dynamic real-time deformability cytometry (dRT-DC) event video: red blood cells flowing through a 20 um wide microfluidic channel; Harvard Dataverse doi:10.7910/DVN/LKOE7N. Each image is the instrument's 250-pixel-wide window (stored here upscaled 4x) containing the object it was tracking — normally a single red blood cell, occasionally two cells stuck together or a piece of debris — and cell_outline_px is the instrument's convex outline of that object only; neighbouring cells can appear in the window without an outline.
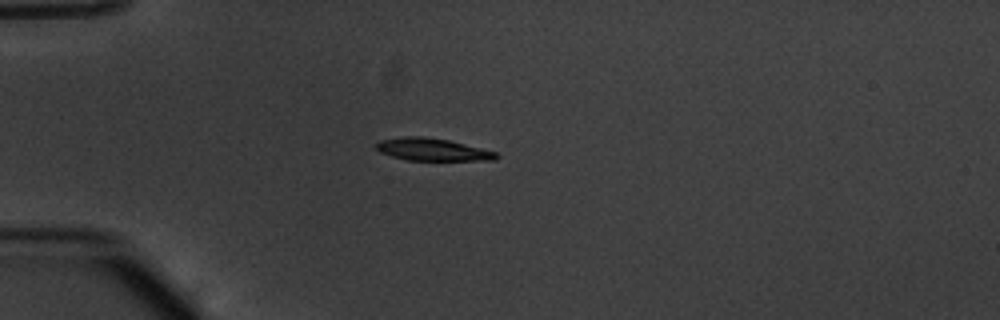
{"species": "common noctule bat (a hibernating species)", "species_latin": "Nyctalus noctula", "temperature_condition": "warm", "stored_images_in_passage": 39, "camera_frame_rate_fps": 3000, "um_per_image_px": 0.085, "animal": {"sex": "male", "body_mass_g": 20.1, "forearm_length_mm": 53.5}, "frame": {"image": 1, "passage_image": 1, "time_ms": 0.0, "image_size_px": [1000, 320], "cell_outline_px": [[500, 156], [496, 160], [408, 160], [392, 156], [380, 152], [376, 148], [376, 144], [380, 140], [404, 136], [420, 136], [448, 140], [496, 152]], "centroid_in_image_um": [36.75, 12.71], "position_along_channel_um": 48.3, "area_um2": 15.49}}
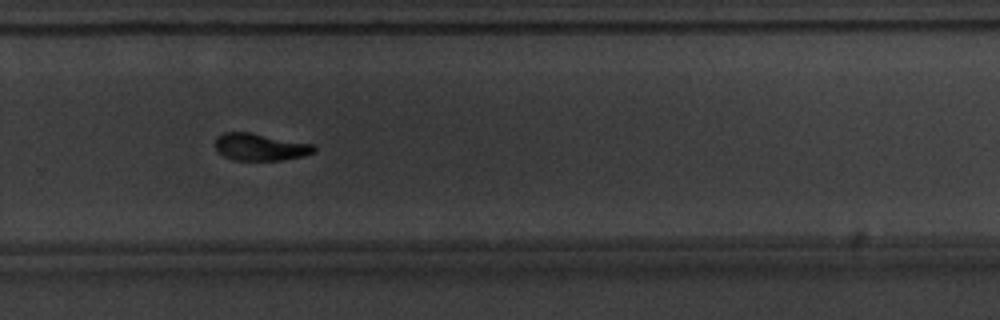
{"frame": {"image": 2, "passage_image": 23, "time_ms": 7.333, "image_size_px": [1000, 320], "cell_outline_px": [[316, 152], [304, 156], [280, 160], [236, 160], [224, 156], [216, 148], [216, 136], [224, 132], [252, 132], [316, 144]], "centroid_in_image_um": [22.18, 12.48], "position_along_channel_um": 307.6, "area_um2": 15.84}}
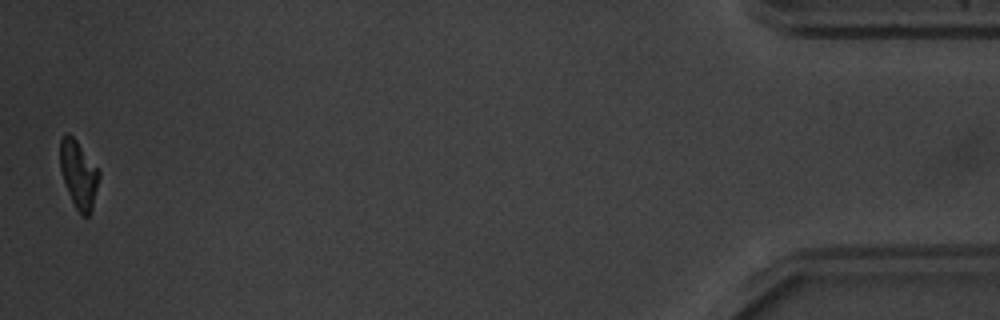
{"frame": {"image": 3, "passage_image": 39, "time_ms": 12.667, "image_size_px": [1000, 320], "cell_outline_px": [[100, 176], [92, 212], [88, 216], [80, 216], [72, 200], [64, 180], [60, 168], [60, 140], [68, 132], [76, 140], [100, 172]], "centroid_in_image_um": [6.7, 14.86], "position_along_channel_um": 428.5, "area_um2": 15.14}, "authors_computed_cell_mechanics": {"area_um2": 16.5886, "velocity_mm_per_s": 3.8244, "shape_relaxation_time_tau1_ms": 2.5826, "shape_relaxation_time_tau2_ms": 2.3556, "deformation_change_tau1": 0.1577, "deformation_change_tau2": 0.0822}}